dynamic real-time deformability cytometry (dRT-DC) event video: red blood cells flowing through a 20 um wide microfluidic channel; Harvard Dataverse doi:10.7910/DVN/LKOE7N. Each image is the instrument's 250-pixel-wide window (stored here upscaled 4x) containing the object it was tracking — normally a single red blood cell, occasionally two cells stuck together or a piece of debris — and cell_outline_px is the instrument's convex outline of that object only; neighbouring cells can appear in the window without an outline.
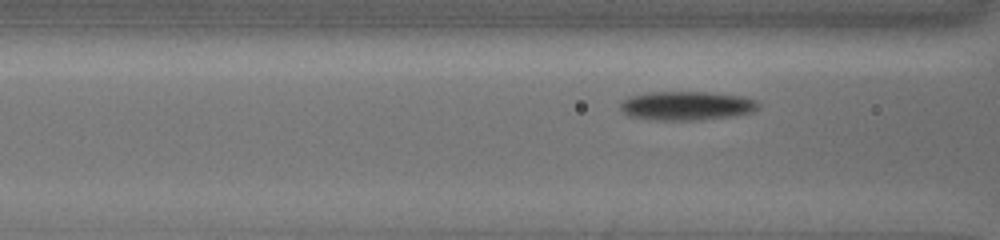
{"species": "common noctule bat (a hibernating species)", "species_latin": "Nyctalus noctula", "temperature_condition": "cold", "stored_images_in_passage": 40, "camera_frame_rate_fps": 3000, "um_per_image_px": 0.085, "animal": {"sex": "female", "body_mass_g": 19.5, "forearm_length_mm": 54.1}, "frame": {"image": 1, "passage_image": 6, "time_ms": 1.667, "image_size_px": [1000, 240], "cell_outline_px": [[760, 104], [752, 112], [732, 116], [700, 120], [648, 120], [628, 116], [620, 108], [620, 104], [628, 96], [648, 92], [708, 92], [744, 96], [756, 100]], "centroid_in_image_um": [58.34, 8.99], "position_along_channel_um": 108.3, "area_um2": 23.47}}
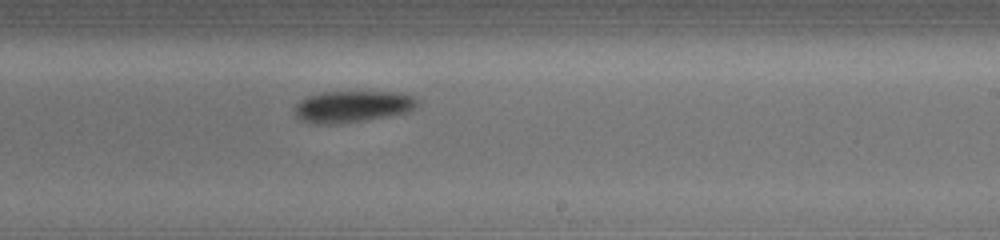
{"frame": {"image": 2, "passage_image": 18, "time_ms": 5.667, "image_size_px": [1000, 240], "cell_outline_px": [[420, 104], [416, 108], [408, 112], [336, 124], [312, 124], [300, 120], [296, 116], [296, 104], [300, 100], [308, 96], [320, 92], [400, 92], [412, 96], [420, 100]], "centroid_in_image_um": [29.97, 9.04], "position_along_channel_um": 259.0, "area_um2": 22.54}}
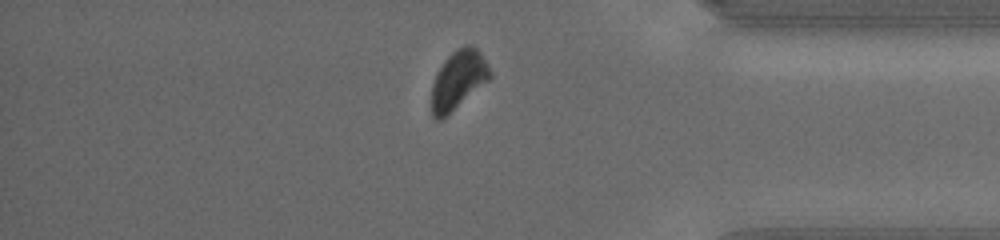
{"frame": {"image": 3, "passage_image": 31, "time_ms": 9.667, "image_size_px": [1000, 240], "cell_outline_px": [[492, 76], [488, 80], [440, 120], [436, 120], [432, 116], [432, 84], [436, 72], [444, 60], [452, 52], [464, 44], [472, 44], [480, 52], [492, 72]], "centroid_in_image_um": [38.94, 6.74], "position_along_channel_um": 396.3, "area_um2": 19.65}, "authors_computed_cell_mechanics": {"area_um2": 21.7039, "velocity_mm_per_s": 3.7798, "shape_relaxation_time_tau1_ms": 2.3998, "shape_relaxation_time_tau2_ms": null, "deformation_change_tau1": 0.0714, "deformation_change_tau2": null}}